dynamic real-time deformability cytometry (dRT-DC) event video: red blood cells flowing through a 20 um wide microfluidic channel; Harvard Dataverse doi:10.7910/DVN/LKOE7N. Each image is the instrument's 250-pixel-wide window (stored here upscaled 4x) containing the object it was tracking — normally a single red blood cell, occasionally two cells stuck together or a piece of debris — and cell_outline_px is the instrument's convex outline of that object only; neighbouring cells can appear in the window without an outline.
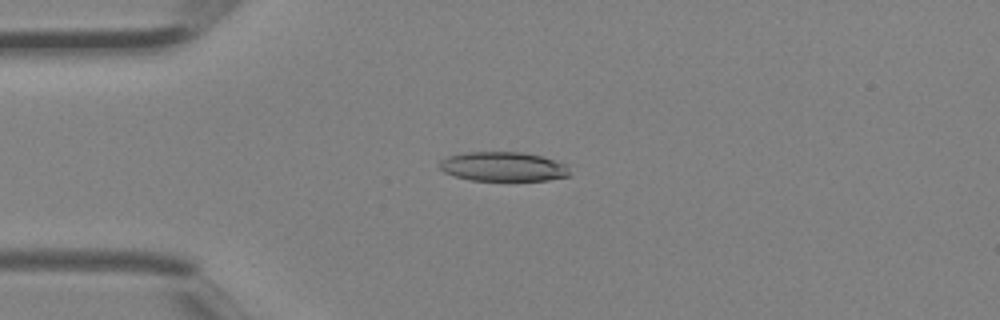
{"species": "Egyptian fruit bat (a non-hibernating species)", "species_latin": "Rousettus aegyptiacus", "temperature_condition": "room temperature", "stored_images_in_passage": 3, "camera_frame_rate_fps": 3000, "um_per_image_px": 0.085, "animal": {"sex": "female"}, "frame": {"image": 1, "passage_image": 3, "time_ms": 0.667, "image_size_px": [1000, 320], "cell_outline_px": [[568, 176], [548, 180], [472, 180], [456, 176], [444, 172], [440, 168], [440, 160], [448, 156], [464, 152], [520, 152], [544, 156], [568, 164]], "centroid_in_image_um": [42.79, 14.15], "position_along_channel_um": 42.2, "area_um2": 22.25}}